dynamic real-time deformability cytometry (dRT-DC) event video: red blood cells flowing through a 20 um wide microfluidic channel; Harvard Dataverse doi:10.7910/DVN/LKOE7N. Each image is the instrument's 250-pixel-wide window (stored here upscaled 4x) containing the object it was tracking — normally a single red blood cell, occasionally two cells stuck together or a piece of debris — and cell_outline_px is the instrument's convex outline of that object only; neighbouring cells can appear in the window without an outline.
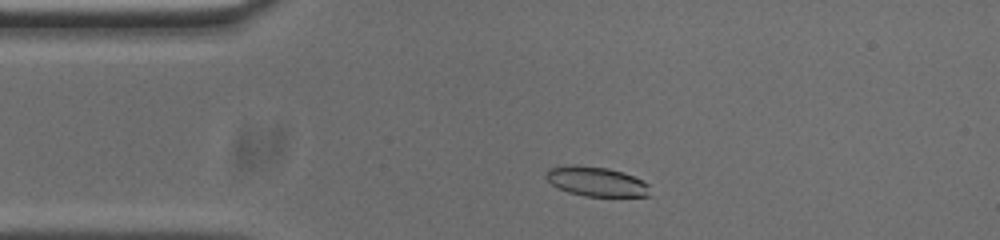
{"species": "common noctule bat (a hibernating species)", "species_latin": "Nyctalus noctula", "temperature_condition": "cold", "stored_images_in_passage": 47, "camera_frame_rate_fps": 3000, "um_per_image_px": 0.085, "animal": {"sex": "male", "body_mass_g": 20.0, "forearm_length_mm": 53.3}, "frame": {"image": 1, "passage_image": 4, "time_ms": 1.0, "image_size_px": [1000, 240], "cell_outline_px": [[648, 196], [584, 196], [568, 192], [552, 184], [544, 176], [544, 172], [548, 168], [572, 164], [576, 164], [608, 168], [624, 172], [648, 184]], "centroid_in_image_um": [50.62, 15.41], "position_along_channel_um": 34.4, "area_um2": 17.86}}
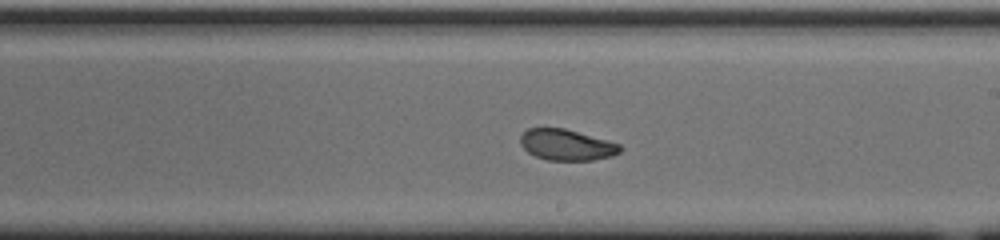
{"frame": {"image": 2, "passage_image": 23, "time_ms": 7.333, "image_size_px": [1000, 240], "cell_outline_px": [[620, 152], [612, 156], [592, 160], [548, 160], [536, 156], [528, 152], [520, 144], [520, 136], [528, 128], [564, 128], [608, 140], [620, 144]], "centroid_in_image_um": [48.15, 12.31], "position_along_channel_um": 240.8, "area_um2": 17.92}}
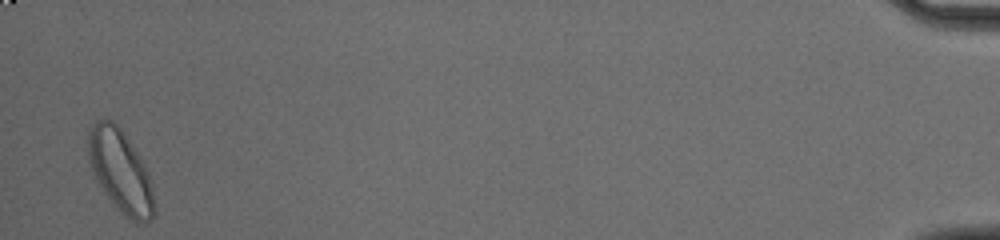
{"frame": {"image": 3, "passage_image": 46, "time_ms": 15.0, "image_size_px": [1000, 240], "cell_outline_px": [[152, 220], [144, 224], [140, 224], [132, 220], [108, 196], [100, 184], [88, 160], [88, 132], [92, 124], [100, 120], [112, 120], [120, 128], [144, 164], [148, 172], [152, 188]], "centroid_in_image_um": [10.23, 14.5], "position_along_channel_um": 425.0, "area_um2": 30.4}, "authors_computed_cell_mechanics": {"area_um2": 18.785, "velocity_mm_per_s": 3.7064, "shape_relaxation_time_tau1_ms": 3.8063, "shape_relaxation_time_tau2_ms": 2.3658, "deformation_change_tau1": 0.1415, "deformation_change_tau2": 0.0683}}